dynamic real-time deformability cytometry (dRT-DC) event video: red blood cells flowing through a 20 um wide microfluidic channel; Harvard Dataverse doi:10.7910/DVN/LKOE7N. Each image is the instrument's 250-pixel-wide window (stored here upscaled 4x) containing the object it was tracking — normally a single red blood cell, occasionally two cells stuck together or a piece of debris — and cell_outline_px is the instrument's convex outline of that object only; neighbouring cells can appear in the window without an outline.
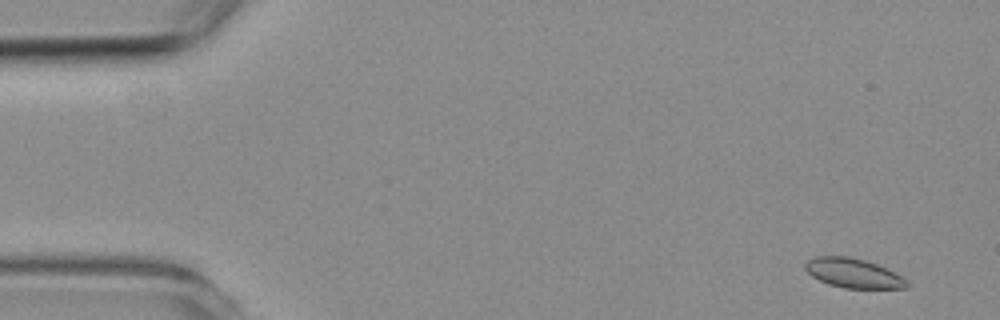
{"species": "common noctule bat (a hibernating species)", "species_latin": "Nyctalus noctula", "temperature_condition": "room temperature", "stored_images_in_passage": 7, "camera_frame_rate_fps": 3000, "um_per_image_px": 0.085, "animal": {"sex": "female", "body_mass_g": 19.3, "forearm_length_mm": 54.1}, "frame": {"image": 1, "passage_image": 2, "time_ms": 1.0, "image_size_px": [1000, 320], "cell_outline_px": [[908, 288], [844, 288], [828, 284], [812, 276], [804, 268], [804, 264], [808, 260], [816, 256], [848, 256], [864, 260], [876, 264], [908, 280]], "centroid_in_image_um": [72.5, 23.22], "position_along_channel_um": 12.5, "area_um2": 17.22}}
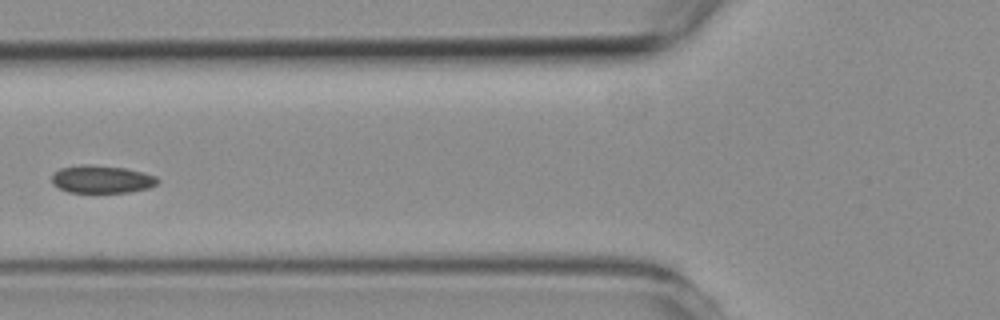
{"frame": {"image": 2, "passage_image": 6, "time_ms": 6.667, "image_size_px": [1000, 320], "cell_outline_px": [[160, 180], [156, 184], [148, 188], [128, 192], [68, 192], [52, 184], [52, 176], [60, 168], [80, 164], [88, 164], [124, 168], [144, 172], [156, 176]], "centroid_in_image_um": [8.65, 15.23], "position_along_channel_um": 117.1, "area_um2": 17.05}}
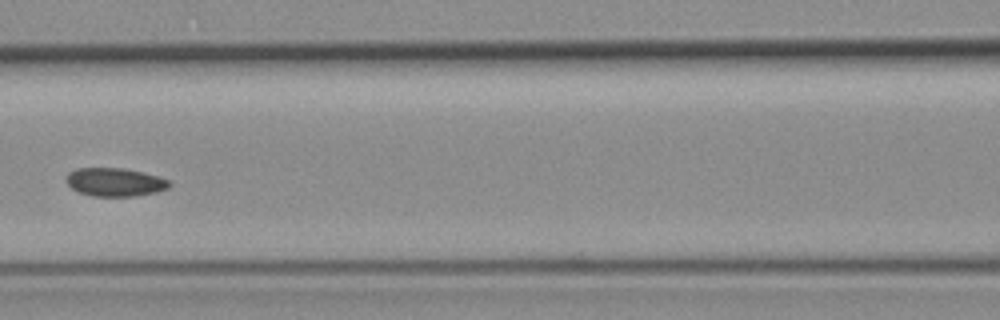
{"frame": {"image": 3, "passage_image": 7, "time_ms": 7.667, "image_size_px": [1000, 320], "cell_outline_px": [[172, 184], [168, 188], [156, 192], [136, 196], [92, 196], [80, 192], [72, 188], [64, 180], [68, 172], [76, 168], [124, 168], [144, 172], [160, 176], [168, 180]], "centroid_in_image_um": [9.77, 15.47], "position_along_channel_um": 156.8, "area_um2": 17.22}}